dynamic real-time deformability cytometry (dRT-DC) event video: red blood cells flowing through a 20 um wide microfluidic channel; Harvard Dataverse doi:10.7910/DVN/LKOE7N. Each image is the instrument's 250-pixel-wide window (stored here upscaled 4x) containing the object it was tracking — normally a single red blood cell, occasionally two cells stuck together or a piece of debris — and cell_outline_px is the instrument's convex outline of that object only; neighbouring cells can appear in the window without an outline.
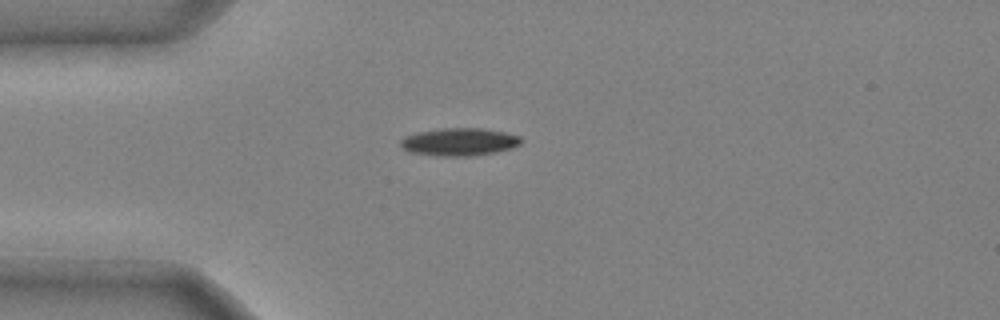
{"species": "common noctule bat (a hibernating species)", "species_latin": "Nyctalus noctula", "temperature_condition": "cold", "stored_images_in_passage": 34, "camera_frame_rate_fps": 3000, "um_per_image_px": 0.085, "animal": {"sex": "male", "body_mass_g": 20.4}, "frame": {"image": 1, "passage_image": 1, "time_ms": 0.0, "image_size_px": [1000, 320], "cell_outline_px": [[524, 140], [520, 144], [512, 148], [496, 152], [472, 156], [436, 156], [412, 152], [404, 148], [400, 144], [400, 140], [404, 136], [416, 132], [440, 128], [484, 128], [504, 132], [520, 136]], "centroid_in_image_um": [39.06, 12.05], "position_along_channel_um": 45.9, "area_um2": 19.65}}
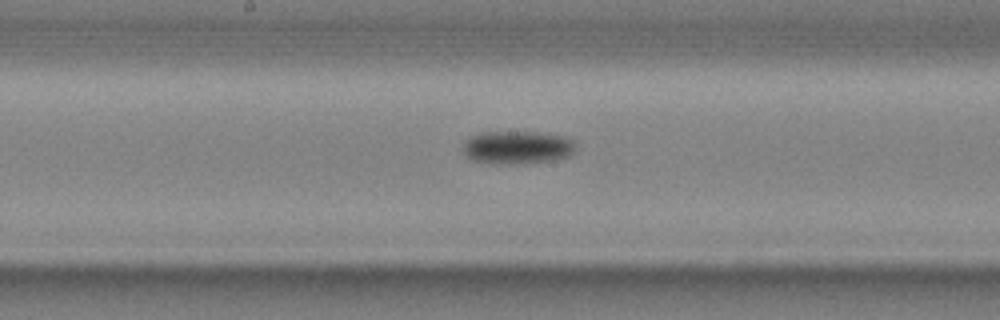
{"frame": {"image": 2, "passage_image": 14, "time_ms": 4.333, "image_size_px": [1000, 320], "cell_outline_px": [[576, 148], [568, 156], [552, 160], [524, 164], [492, 164], [472, 160], [464, 152], [464, 140], [472, 136], [484, 132], [536, 132], [564, 136], [572, 140], [576, 144]], "centroid_in_image_um": [43.97, 12.54], "position_along_channel_um": 204.2, "area_um2": 21.79}}
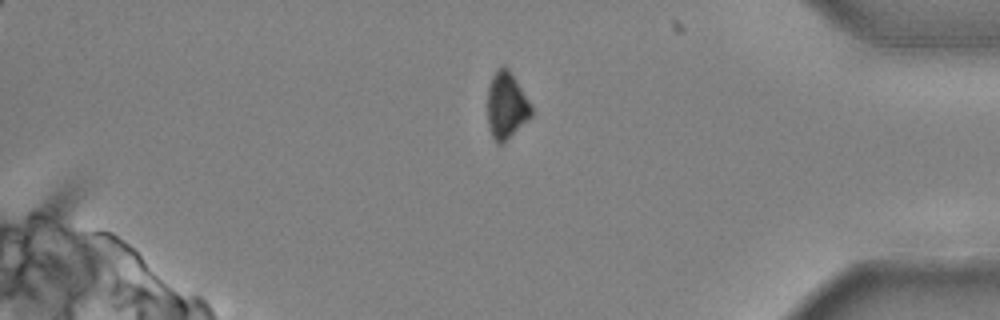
{"frame": {"image": 3, "passage_image": 30, "time_ms": 9.667, "image_size_px": [1000, 320], "cell_outline_px": [[532, 116], [504, 144], [496, 144], [488, 128], [488, 88], [492, 76], [496, 68], [508, 68], [516, 80], [528, 100], [532, 108]], "centroid_in_image_um": [43.03, 9.02], "position_along_channel_um": 392.2, "area_um2": 17.05}, "authors_computed_cell_mechanics": {"area_um2": 19.8254, "velocity_mm_per_s": 3.9852, "shape_relaxation_time_tau1_ms": 3.7384, "shape_relaxation_time_tau2_ms": null, "deformation_change_tau1": 0.1567, "deformation_change_tau2": null}}